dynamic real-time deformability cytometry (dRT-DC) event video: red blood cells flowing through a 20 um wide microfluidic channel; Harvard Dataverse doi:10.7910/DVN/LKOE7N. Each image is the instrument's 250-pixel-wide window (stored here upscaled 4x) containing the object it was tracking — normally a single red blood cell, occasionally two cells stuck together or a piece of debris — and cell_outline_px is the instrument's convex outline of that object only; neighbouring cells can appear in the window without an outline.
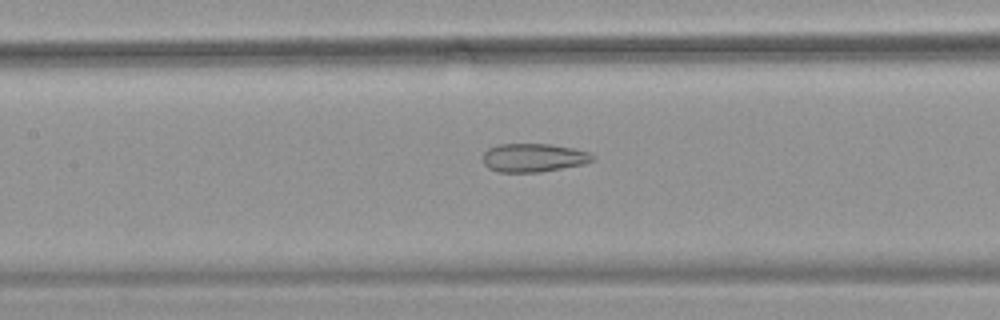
{"species": "common noctule bat (a hibernating species)", "species_latin": "Nyctalus noctula", "temperature_condition": "warm", "stored_images_in_passage": 42, "camera_frame_rate_fps": 3000, "um_per_image_px": 0.085, "animal": {"sex": "female", "body_mass_g": 18.4}, "frame": {"image": 1, "passage_image": 14, "time_ms": 4.333, "image_size_px": [1000, 320], "cell_outline_px": [[596, 156], [592, 160], [584, 164], [540, 172], [496, 172], [488, 168], [484, 164], [484, 152], [488, 148], [500, 144], [552, 144], [572, 148], [588, 152]], "centroid_in_image_um": [45.34, 13.41], "position_along_channel_um": 162.1, "area_um2": 18.21}}
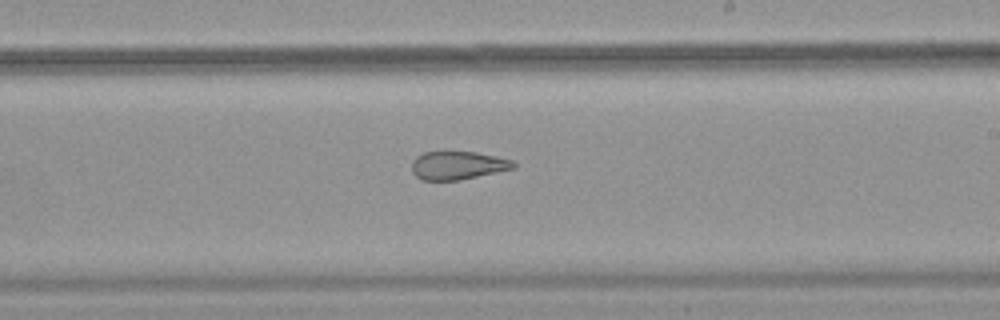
{"frame": {"image": 2, "passage_image": 21, "time_ms": 6.667, "image_size_px": [1000, 320], "cell_outline_px": [[516, 168], [460, 180], [424, 180], [416, 176], [412, 172], [412, 160], [416, 156], [424, 152], [476, 152], [496, 156], [512, 160], [516, 164]], "centroid_in_image_um": [38.92, 14.06], "position_along_channel_um": 250.1, "area_um2": 16.76}}
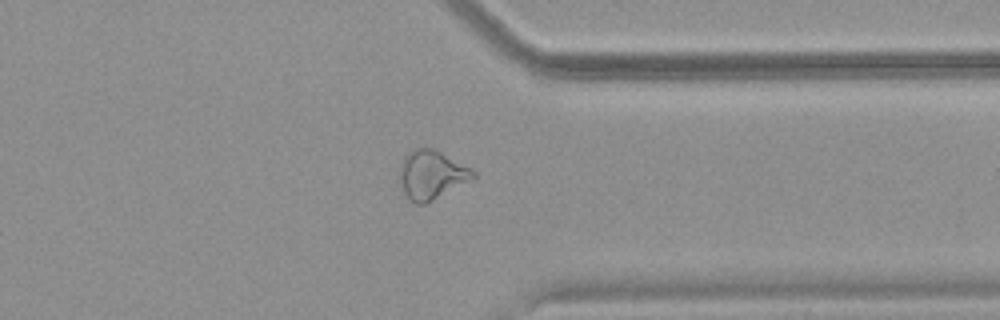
{"frame": {"image": 3, "passage_image": 31, "time_ms": 10.0, "image_size_px": [1000, 320], "cell_outline_px": [[476, 176], [432, 200], [424, 204], [416, 204], [408, 200], [404, 192], [400, 180], [400, 168], [404, 156], [416, 148], [432, 148], [472, 168], [476, 172]], "centroid_in_image_um": [36.66, 14.85], "position_along_channel_um": 374.7, "area_um2": 20.4}, "authors_computed_cell_mechanics": {"area_um2": 20.3456, "velocity_mm_per_s": 3.7946, "shape_relaxation_time_tau1_ms": null, "shape_relaxation_time_tau2_ms": 2.1911, "deformation_change_tau1": null, "deformation_change_tau2": 0.1165}}